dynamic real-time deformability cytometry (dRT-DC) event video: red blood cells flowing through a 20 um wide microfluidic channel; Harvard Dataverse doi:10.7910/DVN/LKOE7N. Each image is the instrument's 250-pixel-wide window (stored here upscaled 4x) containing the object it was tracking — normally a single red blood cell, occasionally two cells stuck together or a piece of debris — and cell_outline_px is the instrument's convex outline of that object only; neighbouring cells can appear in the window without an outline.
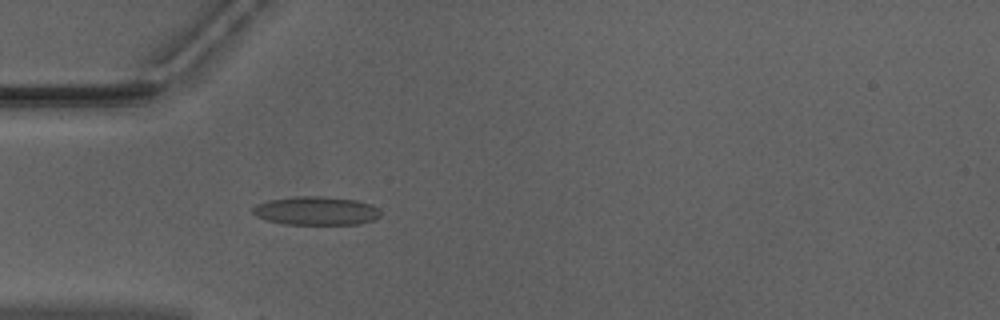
{"species": "Egyptian fruit bat (a non-hibernating species)", "species_latin": "Rousettus aegyptiacus", "temperature_condition": "warm", "stored_images_in_passage": 7, "camera_frame_rate_fps": 3000, "um_per_image_px": 0.085, "animal": {"sex": "male"}, "frame": {"image": 1, "passage_image": 3, "time_ms": 0.667, "image_size_px": [1000, 320], "cell_outline_px": [[380, 216], [376, 220], [360, 224], [284, 224], [268, 220], [256, 216], [252, 212], [252, 208], [256, 204], [268, 200], [296, 196], [324, 196], [356, 200], [372, 204], [380, 212]], "centroid_in_image_um": [26.88, 17.91], "position_along_channel_um": 58.1, "area_um2": 21.39}}